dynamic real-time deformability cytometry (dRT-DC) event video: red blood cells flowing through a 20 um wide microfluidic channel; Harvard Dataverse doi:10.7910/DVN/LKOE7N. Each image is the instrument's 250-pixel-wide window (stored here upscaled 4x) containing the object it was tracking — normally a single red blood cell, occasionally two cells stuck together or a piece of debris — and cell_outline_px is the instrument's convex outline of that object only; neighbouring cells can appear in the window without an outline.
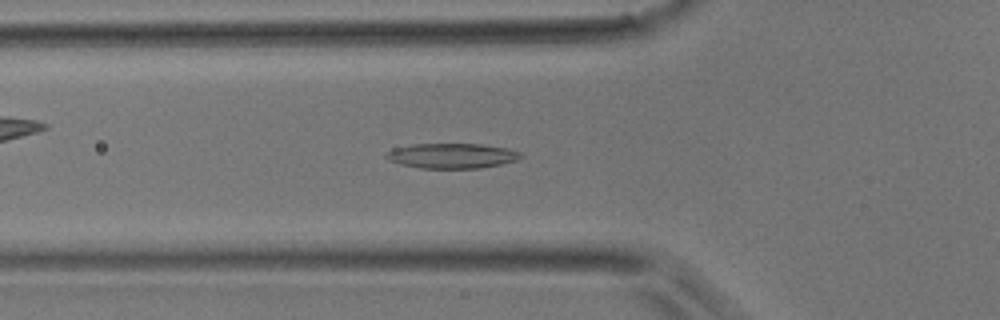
{"species": "common noctule bat (a hibernating species)", "species_latin": "Nyctalus noctula", "temperature_condition": "room temperature", "stored_images_in_passage": 24, "camera_frame_rate_fps": 3000, "um_per_image_px": 0.085, "animal": {"sex": "male", "body_mass_g": 17.9}, "frame": {"image": 1, "passage_image": 10, "time_ms": 3.0, "image_size_px": [1000, 320], "cell_outline_px": [[524, 156], [516, 160], [500, 164], [480, 168], [420, 168], [400, 164], [388, 160], [384, 156], [392, 148], [412, 144], [480, 144], [508, 148], [520, 152]], "centroid_in_image_um": [38.39, 13.24], "position_along_channel_um": 87.4, "area_um2": 19.65}}
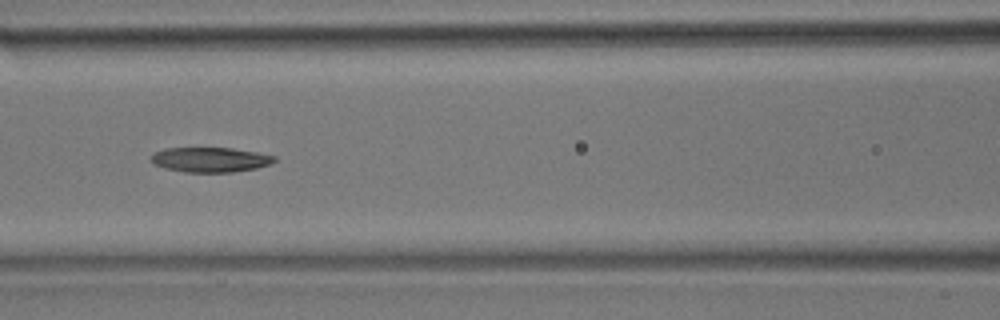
{"frame": {"image": 2, "passage_image": 14, "time_ms": 4.333, "image_size_px": [1000, 320], "cell_outline_px": [[276, 160], [272, 164], [256, 168], [232, 172], [184, 172], [164, 168], [152, 164], [152, 152], [164, 148], [232, 148], [256, 152], [276, 156]], "centroid_in_image_um": [17.86, 13.57], "position_along_channel_um": 148.7, "area_um2": 17.98}}
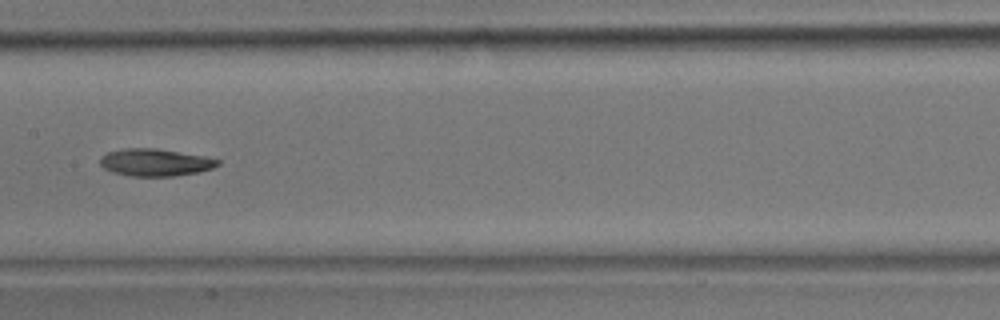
{"frame": {"image": 3, "passage_image": 17, "time_ms": 5.333, "image_size_px": [1000, 320], "cell_outline_px": [[220, 164], [212, 168], [200, 172], [176, 176], [132, 176], [112, 172], [104, 168], [100, 164], [100, 156], [108, 152], [124, 148], [156, 148], [204, 156], [220, 160]], "centroid_in_image_um": [13.19, 13.8], "position_along_channel_um": 194.2, "area_um2": 18.79}}